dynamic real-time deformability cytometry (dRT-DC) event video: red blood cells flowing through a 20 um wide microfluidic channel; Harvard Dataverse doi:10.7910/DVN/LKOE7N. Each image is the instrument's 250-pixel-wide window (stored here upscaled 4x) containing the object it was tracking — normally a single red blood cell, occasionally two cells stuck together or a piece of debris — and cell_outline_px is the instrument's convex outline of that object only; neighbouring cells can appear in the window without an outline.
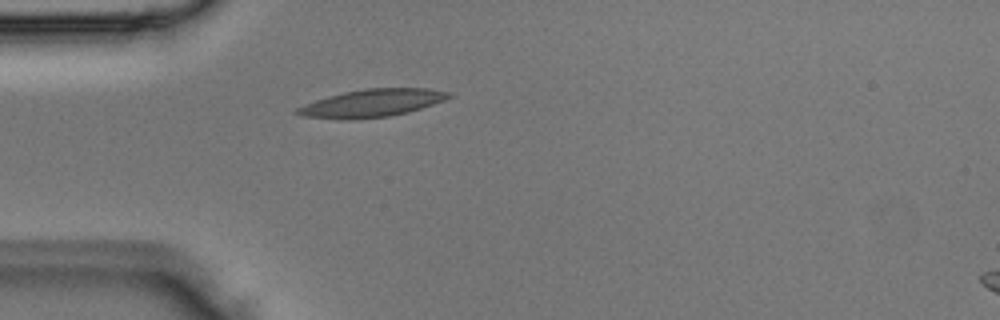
{"species": "Egyptian fruit bat (a non-hibernating species)", "species_latin": "Rousettus aegyptiacus", "temperature_condition": "room temperature", "stored_images_in_passage": 1, "camera_frame_rate_fps": 3000, "um_per_image_px": 0.085, "animal": {"sex": "male"}, "frame": {"image": 1, "passage_image": 1, "time_ms": 0.0, "image_size_px": [1000, 320], "cell_outline_px": [[452, 96], [444, 100], [408, 112], [388, 116], [352, 120], [344, 120], [300, 116], [292, 112], [296, 108], [304, 104], [328, 96], [344, 92], [364, 88], [428, 88], [452, 92]], "centroid_in_image_um": [31.57, 8.77], "position_along_channel_um": 53.4, "area_um2": 24.62}}